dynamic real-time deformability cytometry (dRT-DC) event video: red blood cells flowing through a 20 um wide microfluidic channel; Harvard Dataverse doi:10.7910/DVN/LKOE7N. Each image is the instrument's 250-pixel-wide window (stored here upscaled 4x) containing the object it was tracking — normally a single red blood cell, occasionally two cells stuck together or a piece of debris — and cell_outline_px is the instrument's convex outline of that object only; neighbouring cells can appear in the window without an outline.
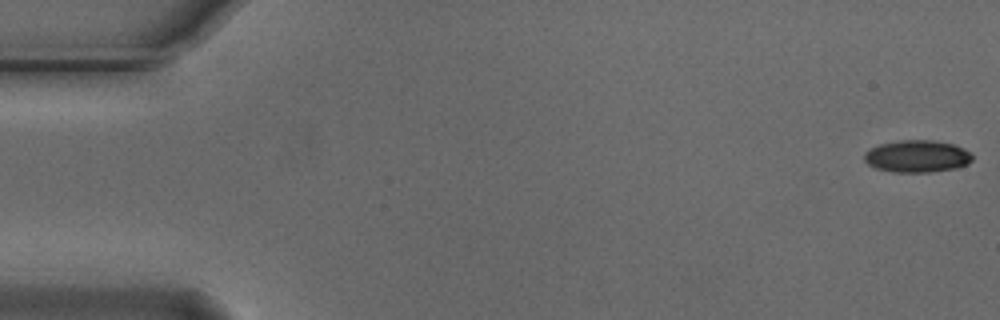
{"species": "Egyptian fruit bat (a non-hibernating species)", "species_latin": "Rousettus aegyptiacus", "temperature_condition": "cold", "stored_images_in_passage": 55, "camera_frame_rate_fps": 3000, "um_per_image_px": 0.085, "animal": {"sex": "male"}, "frame": {"image": 1, "passage_image": 1, "time_ms": 0.0, "image_size_px": [1000, 320], "cell_outline_px": [[972, 160], [968, 164], [956, 168], [932, 172], [892, 172], [876, 168], [868, 164], [864, 160], [864, 152], [880, 144], [900, 140], [932, 140], [952, 144], [964, 148], [972, 156]], "centroid_in_image_um": [77.94, 13.29], "position_along_channel_um": 7.1, "area_um2": 20.23}}
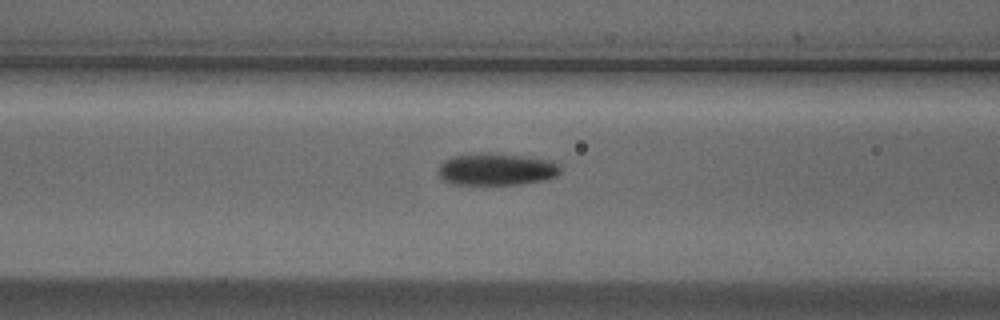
{"frame": {"image": 2, "passage_image": 22, "time_ms": 7.0, "image_size_px": [1000, 320], "cell_outline_px": [[560, 172], [556, 176], [548, 180], [520, 184], [452, 184], [444, 180], [440, 176], [440, 164], [444, 160], [452, 156], [476, 152], [488, 152], [528, 156], [552, 160], [560, 168]], "centroid_in_image_um": [42.22, 14.37], "position_along_channel_um": 124.4, "area_um2": 23.12}}
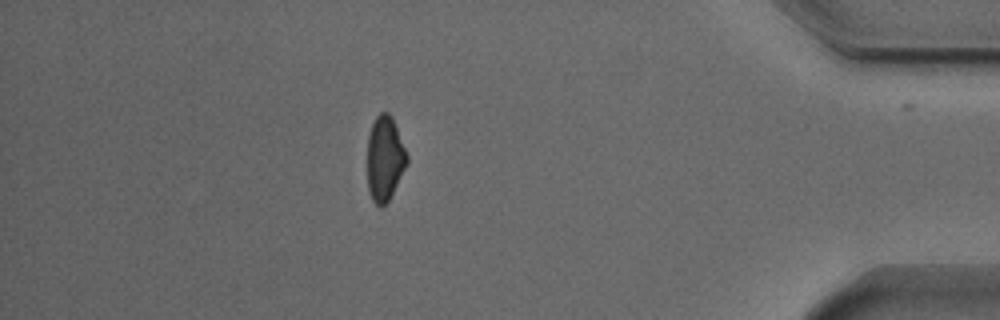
{"frame": {"image": 3, "passage_image": 48, "time_ms": 15.667, "image_size_px": [1000, 320], "cell_outline_px": [[408, 164], [388, 200], [380, 208], [372, 200], [368, 192], [368, 136], [372, 124], [376, 116], [380, 112], [388, 112], [392, 116], [408, 156]], "centroid_in_image_um": [32.71, 13.46], "position_along_channel_um": 402.5, "area_um2": 19.54}, "authors_computed_cell_mechanics": {"area_um2": 21.0392, "velocity_mm_per_s": 3.7376, "shape_relaxation_time_tau1_ms": 4.7018, "shape_relaxation_time_tau2_ms": null, "deformation_change_tau1": 0.1256, "deformation_change_tau2": null}}